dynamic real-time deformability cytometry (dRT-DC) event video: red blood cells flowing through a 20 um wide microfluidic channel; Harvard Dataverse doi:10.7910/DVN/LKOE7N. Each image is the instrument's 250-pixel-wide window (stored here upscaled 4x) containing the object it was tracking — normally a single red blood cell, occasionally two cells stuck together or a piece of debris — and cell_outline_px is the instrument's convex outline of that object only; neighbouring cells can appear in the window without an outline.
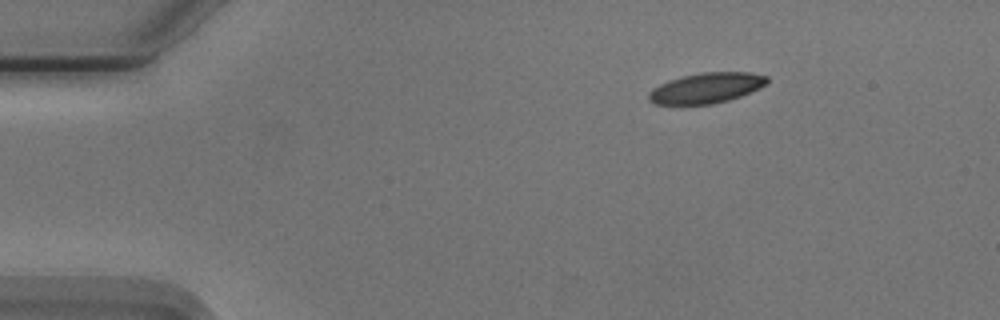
{"species": "Egyptian fruit bat (a non-hibernating species)", "species_latin": "Rousettus aegyptiacus", "temperature_condition": "cold", "stored_images_in_passage": 48, "camera_frame_rate_fps": 3000, "um_per_image_px": 0.085, "animal": {"sex": "male"}, "frame": {"image": 1, "passage_image": 1, "time_ms": 0.0, "image_size_px": [1000, 320], "cell_outline_px": [[768, 84], [760, 88], [740, 96], [728, 100], [712, 104], [656, 104], [648, 100], [648, 92], [652, 88], [668, 80], [700, 72], [752, 72], [768, 76]], "centroid_in_image_um": [60.05, 7.47], "position_along_channel_um": 24.9, "area_um2": 21.04}}
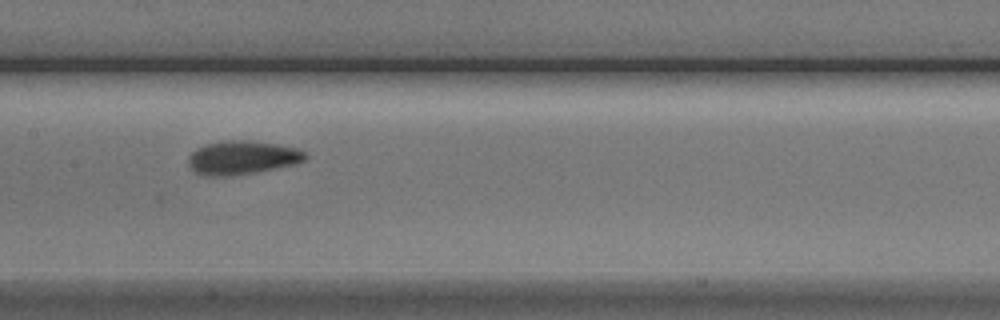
{"frame": {"image": 2, "passage_image": 20, "time_ms": 6.333, "image_size_px": [1000, 320], "cell_outline_px": [[308, 156], [304, 160], [292, 164], [256, 172], [232, 176], [204, 176], [196, 172], [188, 164], [188, 156], [196, 148], [204, 144], [228, 140], [248, 140], [276, 144], [296, 148], [304, 152]], "centroid_in_image_um": [20.53, 13.39], "position_along_channel_um": 186.9, "area_um2": 22.83}}
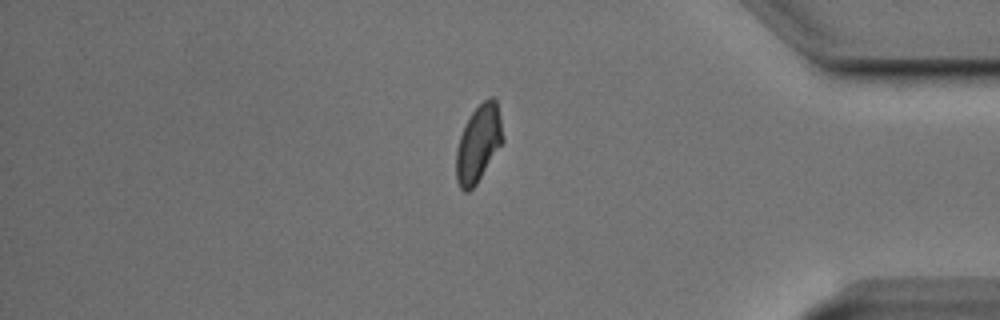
{"frame": {"image": 3, "passage_image": 39, "time_ms": 12.667, "image_size_px": [1000, 320], "cell_outline_px": [[504, 140], [476, 184], [468, 192], [464, 192], [460, 188], [456, 180], [456, 148], [460, 136], [472, 112], [488, 96], [492, 96], [496, 100], [500, 116], [504, 136]], "centroid_in_image_um": [40.67, 12.2], "position_along_channel_um": 394.5, "area_um2": 20.75}, "authors_computed_cell_mechanics": {"area_um2": 21.4149, "velocity_mm_per_s": 3.7338, "shape_relaxation_time_tau1_ms": 4.592, "shape_relaxation_time_tau2_ms": 2.2288, "deformation_change_tau1": 0.1218, "deformation_change_tau2": 0.07}}